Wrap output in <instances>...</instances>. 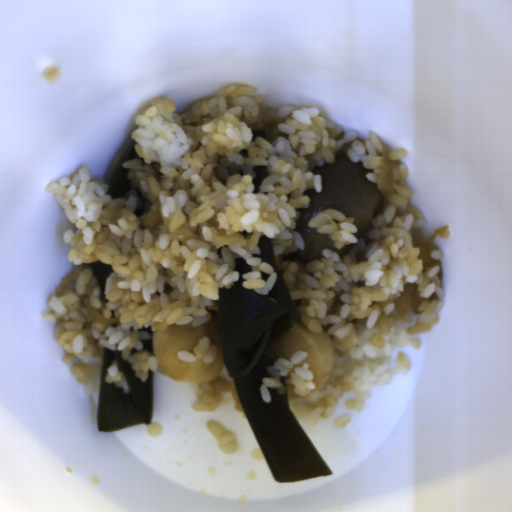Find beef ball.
<instances>
[{
    "mask_svg": "<svg viewBox=\"0 0 512 512\" xmlns=\"http://www.w3.org/2000/svg\"><path fill=\"white\" fill-rule=\"evenodd\" d=\"M334 156L333 162L323 163L311 170V173L320 176L321 189L319 192L314 188L303 191V195L309 199V206L297 208L299 217L294 230L301 234L304 248L295 252L307 263L321 261L322 250L344 256L355 247L346 244L339 249L326 235L310 228L308 221L317 212L339 210L345 216H351L355 219L353 226L357 227V231L352 234L354 238L362 239L373 228L372 219L383 203V194L378 183L367 178V173H374L372 167L366 168L362 160H351L346 153H334Z\"/></svg>",
    "mask_w": 512,
    "mask_h": 512,
    "instance_id": "1",
    "label": "beef ball"
}]
</instances>
